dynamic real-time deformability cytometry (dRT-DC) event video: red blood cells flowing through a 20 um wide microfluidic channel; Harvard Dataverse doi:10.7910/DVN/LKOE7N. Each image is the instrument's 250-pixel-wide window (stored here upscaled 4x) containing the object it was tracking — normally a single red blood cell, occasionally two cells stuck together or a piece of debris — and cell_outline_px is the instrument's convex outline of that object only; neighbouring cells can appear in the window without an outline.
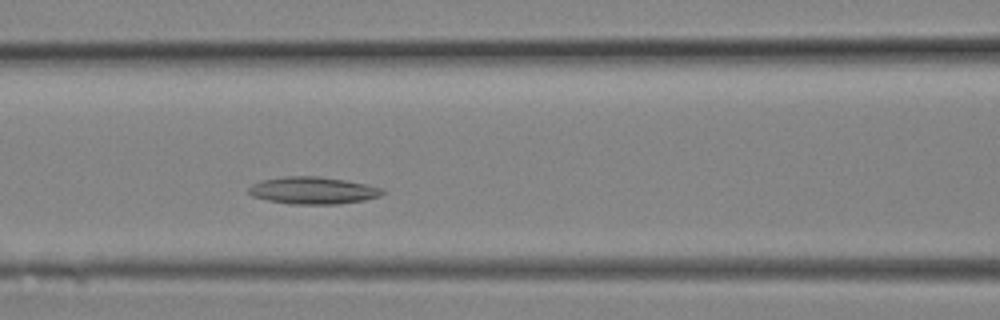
{"species": "Egyptian fruit bat (a non-hibernating species)", "species_latin": "Rousettus aegyptiacus", "temperature_condition": "room temperature", "stored_images_in_passage": 4, "camera_frame_rate_fps": 3000, "um_per_image_px": 0.085, "animal": {"sex": "female"}, "frame": {"image": 1, "passage_image": 4, "time_ms": 1.0, "image_size_px": [1000, 320], "cell_outline_px": [[384, 192], [380, 196], [364, 200], [340, 204], [292, 204], [268, 200], [252, 196], [248, 192], [248, 188], [252, 184], [260, 180], [284, 176], [320, 176], [368, 184], [384, 188]], "centroid_in_image_um": [26.61, 16.18], "position_along_channel_um": 140.0, "area_um2": 21.33}}